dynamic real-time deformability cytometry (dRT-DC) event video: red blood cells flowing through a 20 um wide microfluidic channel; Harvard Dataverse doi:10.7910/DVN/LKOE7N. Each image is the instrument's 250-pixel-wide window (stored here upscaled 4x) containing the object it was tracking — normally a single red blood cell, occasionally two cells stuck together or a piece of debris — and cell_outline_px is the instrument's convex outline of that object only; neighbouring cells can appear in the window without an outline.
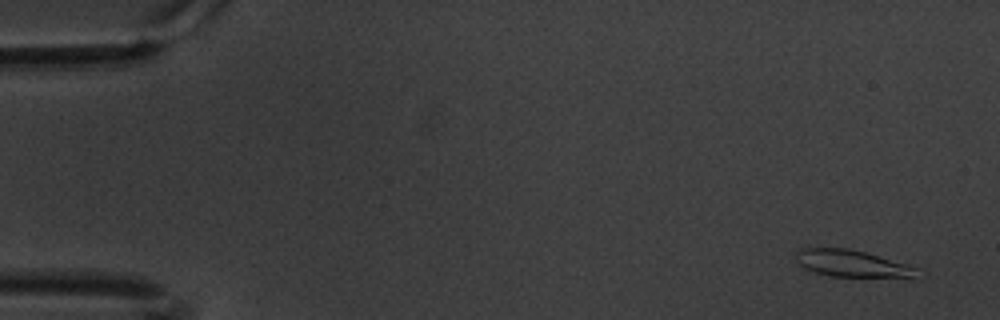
{"species": "common noctule bat (a hibernating species)", "species_latin": "Nyctalus noctula", "temperature_condition": "warm", "stored_images_in_passage": 58, "camera_frame_rate_fps": 3000, "um_per_image_px": 0.085, "animal": {"sex": "male", "body_mass_g": 20.1, "forearm_length_mm": 53.5}, "frame": {"image": 1, "passage_image": 1, "time_ms": 0.0, "image_size_px": [1000, 320], "cell_outline_px": [[928, 276], [912, 280], [828, 276], [804, 268], [796, 260], [796, 252], [800, 248], [848, 248], [864, 252], [904, 264], [916, 268]], "centroid_in_image_um": [72.61, 22.48], "position_along_channel_um": 12.4, "area_um2": 19.94}}
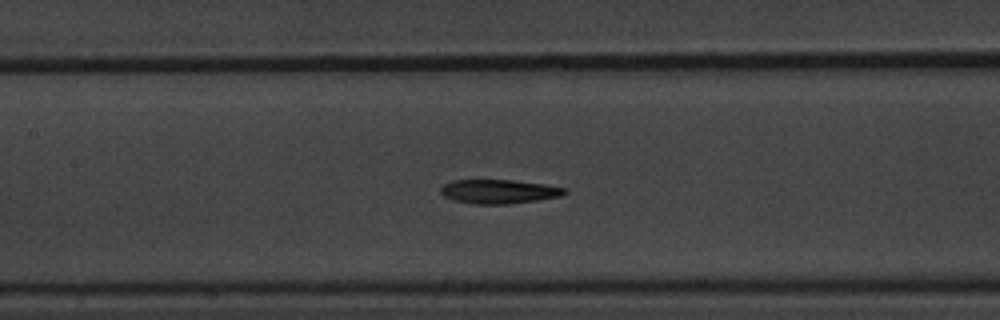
{"frame": {"image": 2, "passage_image": 26, "time_ms": 8.333, "image_size_px": [1000, 320], "cell_outline_px": [[568, 192], [560, 196], [536, 200], [508, 204], [472, 204], [456, 200], [444, 196], [440, 192], [440, 188], [444, 184], [452, 180], [512, 180], [544, 184], [568, 188]], "centroid_in_image_um": [42.42, 16.27], "position_along_channel_um": 165.0, "area_um2": 17.34}}
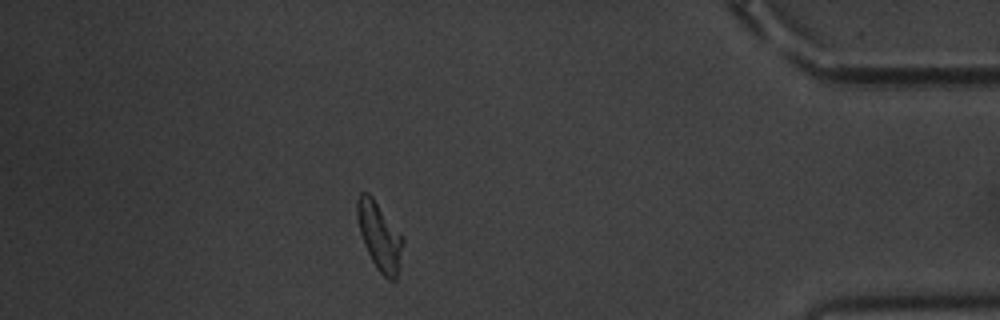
{"frame": {"image": 3, "passage_image": 51, "time_ms": 16.667, "image_size_px": [1000, 320], "cell_outline_px": [[404, 240], [400, 268], [396, 280], [388, 280], [376, 268], [364, 244], [360, 232], [356, 216], [356, 200], [360, 192], [368, 192], [372, 196], [404, 236]], "centroid_in_image_um": [32.28, 20.07], "position_along_channel_um": 402.9, "area_um2": 18.44}, "authors_computed_cell_mechanics": {"area_um2": 18.1781, "velocity_mm_per_s": 3.3424, "shape_relaxation_time_tau1_ms": 4.826, "shape_relaxation_time_tau2_ms": 3.6025, "deformation_change_tau1": 0.1999, "deformation_change_tau2": 0.118}}